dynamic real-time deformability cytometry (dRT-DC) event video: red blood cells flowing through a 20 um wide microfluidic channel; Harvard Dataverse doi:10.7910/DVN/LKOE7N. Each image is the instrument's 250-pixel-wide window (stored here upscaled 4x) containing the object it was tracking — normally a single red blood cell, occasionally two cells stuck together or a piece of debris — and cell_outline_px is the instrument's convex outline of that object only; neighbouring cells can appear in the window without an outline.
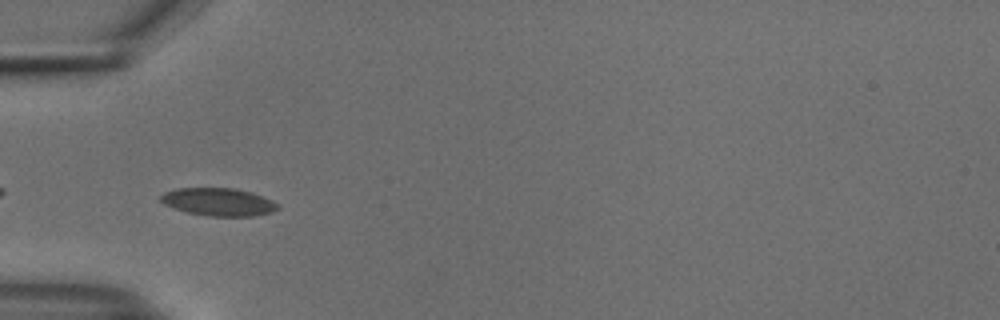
{"species": "common noctule bat (a hibernating species)", "species_latin": "Nyctalus noctula", "temperature_condition": "cold", "stored_images_in_passage": 39, "camera_frame_rate_fps": 3000, "um_per_image_px": 0.085, "animal": {"sex": "male", "body_mass_g": 18.8}, "frame": {"image": 1, "passage_image": 3, "time_ms": 0.667, "image_size_px": [1000, 320], "cell_outline_px": [[280, 208], [272, 212], [256, 216], [208, 216], [188, 212], [164, 204], [160, 200], [160, 196], [164, 192], [176, 188], [236, 188], [272, 200], [280, 204]], "centroid_in_image_um": [18.59, 17.16], "position_along_channel_um": 66.4, "area_um2": 18.9}}
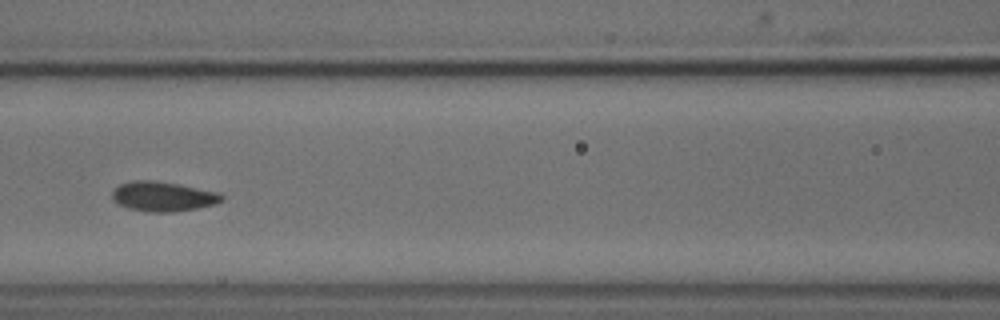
{"frame": {"image": 2, "passage_image": 10, "time_ms": 3.0, "image_size_px": [1000, 320], "cell_outline_px": [[224, 200], [212, 204], [196, 208], [172, 212], [148, 212], [128, 208], [112, 200], [112, 192], [120, 184], [132, 180], [156, 180], [220, 192], [224, 196]], "centroid_in_image_um": [13.85, 16.69], "position_along_channel_um": 152.8, "area_um2": 18.96}}
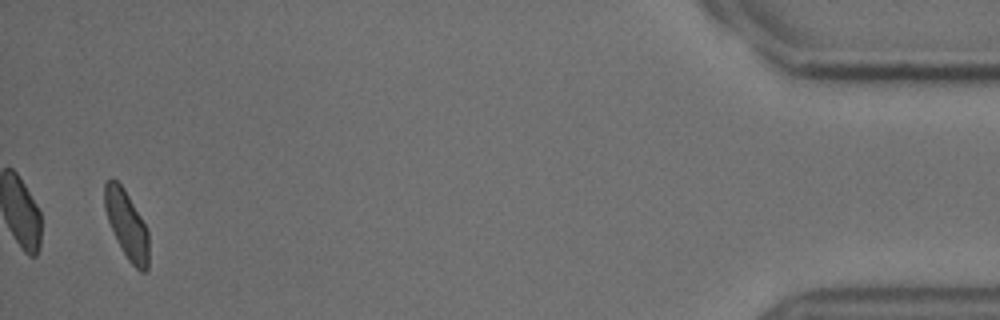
{"frame": {"image": 3, "passage_image": 38, "time_ms": 12.333, "image_size_px": [1000, 320], "cell_outline_px": [[148, 268], [144, 272], [140, 272], [128, 260], [108, 220], [104, 208], [104, 184], [112, 176], [124, 188], [140, 216], [148, 232]], "centroid_in_image_um": [10.76, 19.07], "position_along_channel_um": 424.4, "area_um2": 17.11}, "authors_computed_cell_mechanics": {"area_um2": 18.3226, "velocity_mm_per_s": 3.7435, "shape_relaxation_time_tau1_ms": 2.309, "shape_relaxation_time_tau2_ms": 1.83, "deformation_change_tau1": 0.0947, "deformation_change_tau2": 0.0641}}